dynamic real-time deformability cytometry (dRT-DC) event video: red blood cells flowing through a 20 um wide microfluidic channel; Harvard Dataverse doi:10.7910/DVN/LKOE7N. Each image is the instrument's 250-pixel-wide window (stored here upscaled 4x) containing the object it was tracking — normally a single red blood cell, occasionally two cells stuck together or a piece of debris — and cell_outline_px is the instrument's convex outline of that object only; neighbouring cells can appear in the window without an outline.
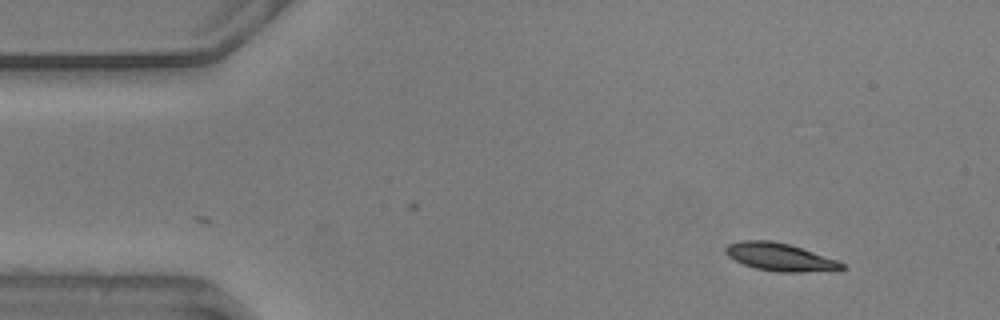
{"species": "common noctule bat (a hibernating species)", "species_latin": "Nyctalus noctula", "temperature_condition": "warm", "stored_images_in_passage": 44, "camera_frame_rate_fps": 3000, "um_per_image_px": 0.085, "animal": {"sex": "male", "body_mass_g": 20.5, "forearm_length_mm": 52.5}, "frame": {"image": 1, "passage_image": 1, "time_ms": 0.0, "image_size_px": [1000, 320], "cell_outline_px": [[844, 268], [800, 272], [776, 272], [756, 268], [744, 264], [728, 256], [724, 252], [724, 248], [728, 244], [740, 240], [772, 240], [788, 244], [836, 260], [844, 264]], "centroid_in_image_um": [66.19, 21.83], "position_along_channel_um": 18.8, "area_um2": 18.38}}
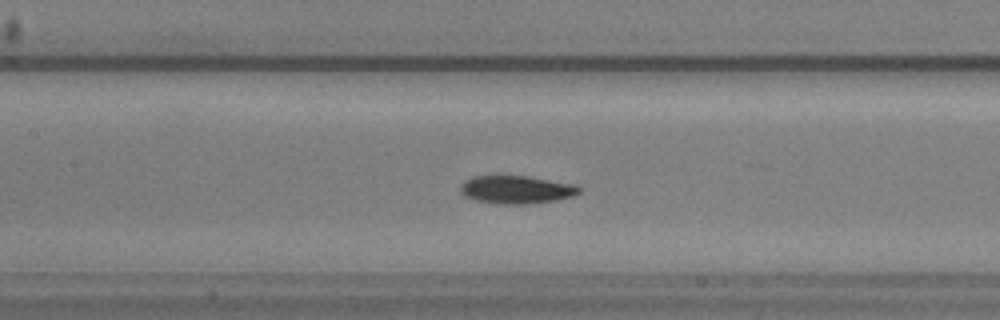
{"frame": {"image": 2, "passage_image": 20, "time_ms": 6.333, "image_size_px": [1000, 320], "cell_outline_px": [[584, 188], [580, 192], [572, 196], [556, 200], [528, 204], [500, 204], [476, 200], [464, 196], [460, 192], [460, 184], [464, 180], [472, 176], [528, 176], [576, 184]], "centroid_in_image_um": [43.91, 16.11], "position_along_channel_um": 163.5, "area_um2": 19.59}}
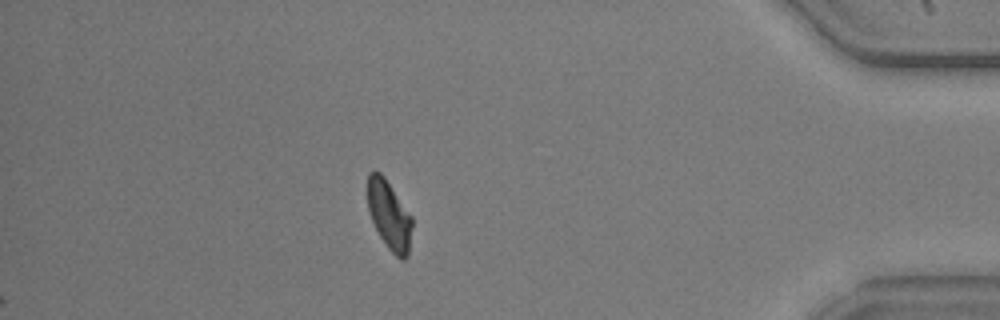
{"frame": {"image": 3, "passage_image": 44, "time_ms": 14.333, "image_size_px": [1000, 320], "cell_outline_px": [[412, 224], [408, 256], [404, 260], [400, 260], [388, 248], [380, 236], [372, 220], [368, 208], [368, 172], [380, 172], [384, 176], [412, 216]], "centroid_in_image_um": [33.1, 18.3], "position_along_channel_um": 402.1, "area_um2": 17.69}, "authors_computed_cell_mechanics": {"area_um2": 19.1896, "velocity_mm_per_s": 3.571, "shape_relaxation_time_tau1_ms": 2.6409, "shape_relaxation_time_tau2_ms": 2.4964, "deformation_change_tau1": 0.1258, "deformation_change_tau2": 0.0541}}